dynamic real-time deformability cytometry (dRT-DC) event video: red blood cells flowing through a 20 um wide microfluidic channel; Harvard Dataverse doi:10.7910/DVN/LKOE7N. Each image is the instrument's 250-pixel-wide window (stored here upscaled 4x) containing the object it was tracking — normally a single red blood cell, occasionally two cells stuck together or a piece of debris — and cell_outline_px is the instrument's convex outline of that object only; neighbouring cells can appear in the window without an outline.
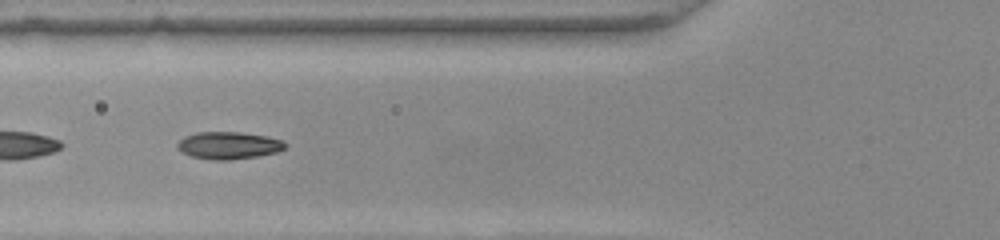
{"species": "common noctule bat (a hibernating species)", "species_latin": "Nyctalus noctula", "temperature_condition": "warm", "stored_images_in_passage": 53, "camera_frame_rate_fps": 3000, "um_per_image_px": 0.085, "animal": {"sex": "female", "body_mass_g": 22.0, "forearm_length_mm": 56.7}, "frame": {"image": 1, "passage_image": 20, "time_ms": 6.333, "image_size_px": [1000, 240], "cell_outline_px": [[288, 144], [284, 148], [276, 152], [256, 156], [228, 160], [212, 160], [192, 156], [180, 152], [176, 148], [176, 144], [184, 136], [196, 132], [240, 132], [268, 136], [280, 140]], "centroid_in_image_um": [19.38, 12.35], "position_along_channel_um": 106.4, "area_um2": 17.17}}
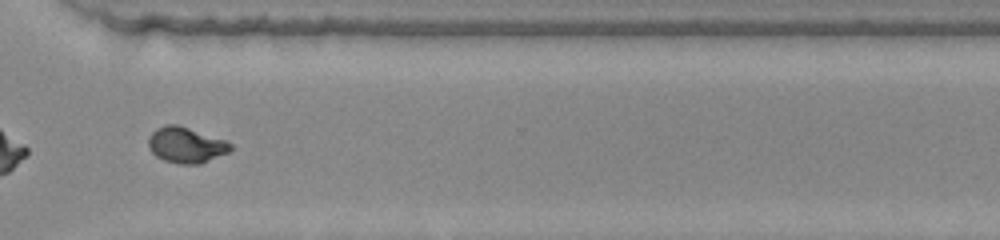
{"frame": {"image": 2, "passage_image": 39, "time_ms": 12.667, "image_size_px": [1000, 240], "cell_outline_px": [[232, 148], [228, 152], [200, 164], [176, 164], [164, 160], [156, 156], [148, 148], [148, 136], [156, 128], [168, 124], [176, 124], [228, 140], [232, 144]], "centroid_in_image_um": [15.81, 12.32], "position_along_channel_um": 354.8, "area_um2": 17.28}}
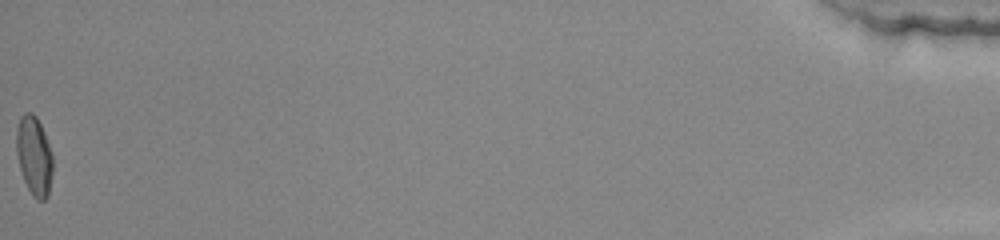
{"frame": {"image": 3, "passage_image": 53, "time_ms": 17.333, "image_size_px": [1000, 240], "cell_outline_px": [[52, 176], [48, 196], [44, 200], [36, 200], [32, 196], [24, 180], [20, 168], [16, 152], [16, 128], [20, 116], [24, 112], [32, 112], [36, 116], [44, 132], [52, 152]], "centroid_in_image_um": [2.89, 13.24], "position_along_channel_um": 432.3, "area_um2": 16.94}, "authors_computed_cell_mechanics": {"area_um2": 16.8776, "velocity_mm_per_s": 3.9155, "shape_relaxation_time_tau1_ms": 5.7087, "shape_relaxation_time_tau2_ms": null, "deformation_change_tau1": 0.2441, "deformation_change_tau2": null}}